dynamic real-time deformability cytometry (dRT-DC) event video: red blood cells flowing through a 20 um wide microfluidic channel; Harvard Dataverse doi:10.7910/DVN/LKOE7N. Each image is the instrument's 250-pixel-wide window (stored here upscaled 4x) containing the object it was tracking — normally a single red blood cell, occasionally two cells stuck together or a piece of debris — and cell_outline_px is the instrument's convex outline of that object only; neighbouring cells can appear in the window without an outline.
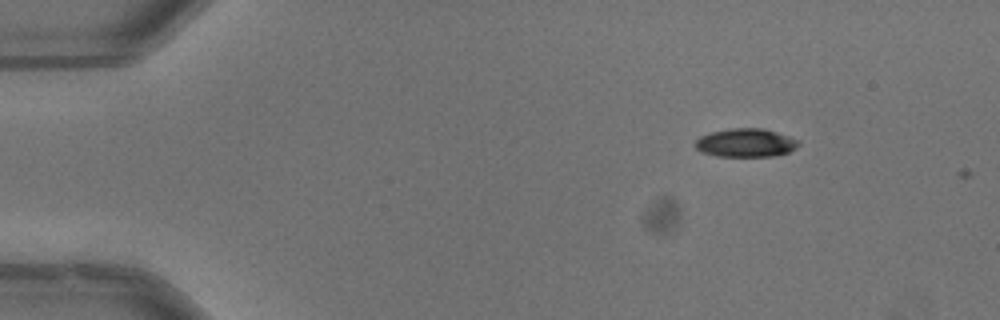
{"species": "common noctule bat (a hibernating species)", "species_latin": "Nyctalus noctula", "temperature_condition": "warm", "stored_images_in_passage": 7, "camera_frame_rate_fps": 3000, "um_per_image_px": 0.085, "animal": {"sex": "male", "body_mass_g": 13.3}, "frame": {"image": 1, "passage_image": 1, "time_ms": 0.0, "image_size_px": [1000, 320], "cell_outline_px": [[800, 144], [796, 148], [788, 152], [772, 156], [716, 156], [704, 152], [696, 148], [696, 140], [700, 136], [712, 132], [732, 128], [764, 128], [800, 140]], "centroid_in_image_um": [63.42, 12.13], "position_along_channel_um": 21.6, "area_um2": 16.99}}